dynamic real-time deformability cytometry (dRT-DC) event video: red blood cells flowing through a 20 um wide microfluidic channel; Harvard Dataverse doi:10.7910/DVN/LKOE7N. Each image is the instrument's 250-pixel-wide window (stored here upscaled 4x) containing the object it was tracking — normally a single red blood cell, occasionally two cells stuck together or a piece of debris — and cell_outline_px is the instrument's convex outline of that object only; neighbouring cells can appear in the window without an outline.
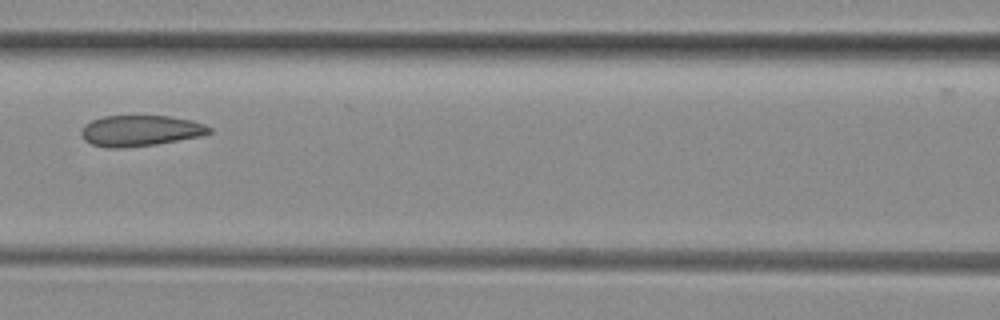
{"species": "common noctule bat (a hibernating species)", "species_latin": "Nyctalus noctula", "temperature_condition": "room temperature", "stored_images_in_passage": 3, "camera_frame_rate_fps": 3000, "um_per_image_px": 0.085, "animal": {"sex": "female", "body_mass_g": 29.2, "forearm_length_mm": 56.3}, "frame": {"image": 1, "passage_image": 3, "time_ms": 2.0, "image_size_px": [1000, 320], "cell_outline_px": [[212, 132], [200, 136], [156, 144], [124, 148], [108, 148], [92, 144], [84, 140], [80, 132], [84, 124], [92, 120], [104, 116], [168, 116], [192, 120], [204, 124], [212, 128]], "centroid_in_image_um": [11.91, 11.11], "position_along_channel_um": 154.7, "area_um2": 23.06}}